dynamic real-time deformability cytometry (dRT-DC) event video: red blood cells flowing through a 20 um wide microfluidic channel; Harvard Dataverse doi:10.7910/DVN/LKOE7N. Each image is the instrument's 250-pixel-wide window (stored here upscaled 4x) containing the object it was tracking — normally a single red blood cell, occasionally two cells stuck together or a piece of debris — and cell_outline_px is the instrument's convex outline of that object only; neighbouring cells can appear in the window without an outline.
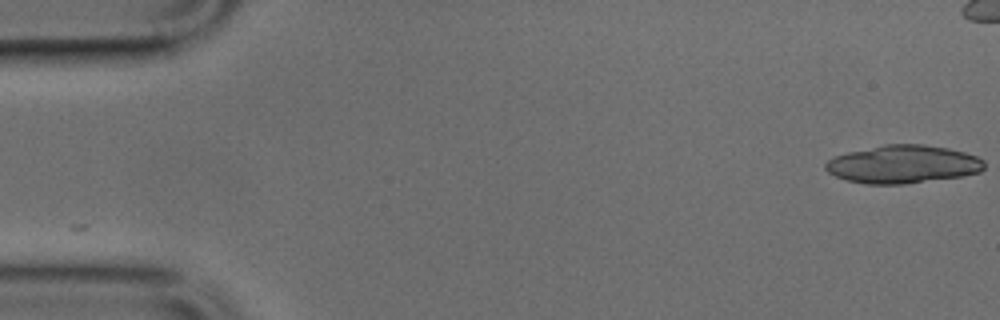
{"species": "common noctule bat (a hibernating species)", "species_latin": "Nyctalus noctula", "temperature_condition": "cold", "stored_images_in_passage": 16, "camera_frame_rate_fps": 3000, "um_per_image_px": 0.085, "animal": {"sex": "male", "body_mass_g": 17.9, "forearm_length_mm": 54.2}, "frame": {"image": 1, "passage_image": 1, "time_ms": 0.0, "image_size_px": [1000, 320], "cell_outline_px": [[984, 168], [980, 172], [960, 176], [904, 184], [864, 184], [848, 180], [836, 176], [828, 172], [824, 168], [824, 164], [828, 160], [836, 156], [848, 152], [884, 144], [924, 144], [948, 148], [964, 152], [976, 156], [984, 160]], "centroid_in_image_um": [76.74, 13.96], "position_along_channel_um": 8.3, "area_um2": 35.08}}